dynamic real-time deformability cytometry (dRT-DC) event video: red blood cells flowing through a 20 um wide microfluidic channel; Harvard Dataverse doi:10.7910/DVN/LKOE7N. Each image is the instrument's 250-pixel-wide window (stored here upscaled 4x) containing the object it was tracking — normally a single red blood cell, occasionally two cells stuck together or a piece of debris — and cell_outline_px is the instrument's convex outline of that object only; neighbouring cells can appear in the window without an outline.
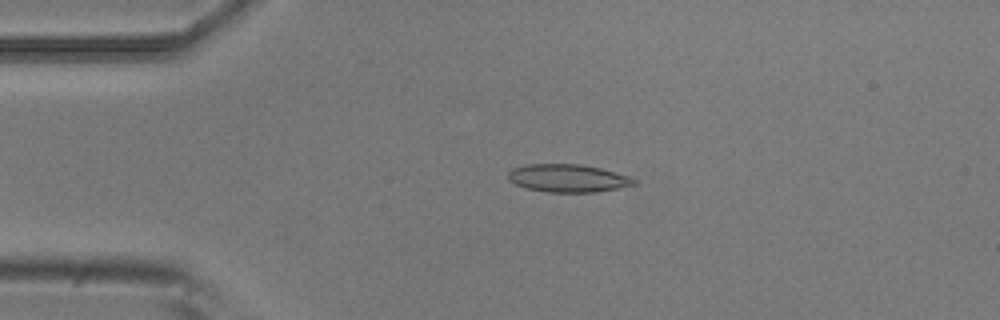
{"species": "common noctule bat (a hibernating species)", "species_latin": "Nyctalus noctula", "temperature_condition": "room temperature", "stored_images_in_passage": 4, "camera_frame_rate_fps": 3000, "um_per_image_px": 0.085, "animal": {"sex": "male", "body_mass_g": 20.5, "forearm_length_mm": 52.5}, "frame": {"image": 1, "passage_image": 3, "time_ms": 0.667, "image_size_px": [1000, 320], "cell_outline_px": [[640, 184], [596, 192], [548, 192], [528, 188], [516, 184], [508, 180], [508, 172], [512, 168], [528, 164], [580, 164], [600, 168], [628, 176], [636, 180]], "centroid_in_image_um": [48.29, 15.14], "position_along_channel_um": 36.7, "area_um2": 20.4}}